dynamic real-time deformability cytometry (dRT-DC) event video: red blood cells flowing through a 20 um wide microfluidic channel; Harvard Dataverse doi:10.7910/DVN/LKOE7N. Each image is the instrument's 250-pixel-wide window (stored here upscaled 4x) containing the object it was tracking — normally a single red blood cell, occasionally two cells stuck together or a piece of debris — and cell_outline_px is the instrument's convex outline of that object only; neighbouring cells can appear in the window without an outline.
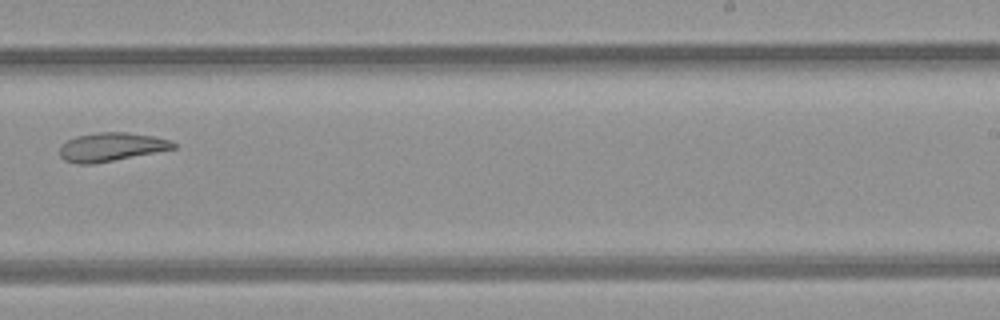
{"species": "common noctule bat (a hibernating species)", "species_latin": "Nyctalus noctula", "temperature_condition": "room temperature", "stored_images_in_passage": 10, "camera_frame_rate_fps": 3000, "um_per_image_px": 0.085, "animal": {"sex": "female", "body_mass_g": 21.9}, "frame": {"image": 1, "passage_image": 9, "time_ms": 10.0, "image_size_px": [1000, 320], "cell_outline_px": [[176, 148], [92, 164], [76, 164], [64, 160], [60, 156], [60, 148], [68, 140], [76, 136], [96, 132], [124, 132], [152, 136], [172, 140], [176, 144]], "centroid_in_image_um": [9.45, 12.49], "position_along_channel_um": 279.6, "area_um2": 18.73}}
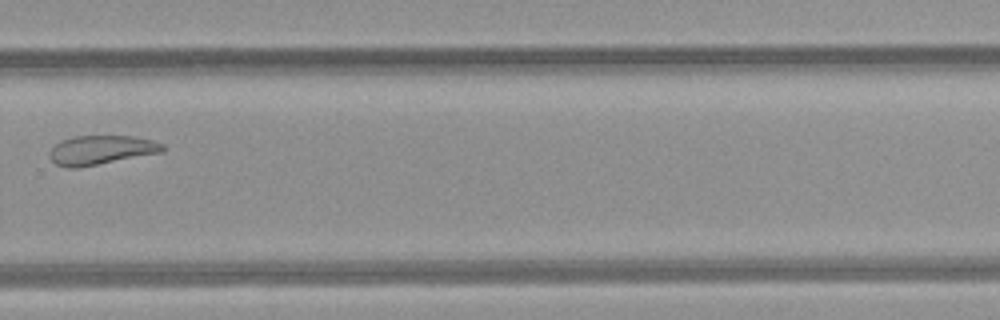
{"frame": {"image": 2, "passage_image": 10, "time_ms": 11.0, "image_size_px": [1000, 320], "cell_outline_px": [[164, 152], [76, 168], [68, 168], [56, 164], [48, 156], [48, 152], [60, 140], [76, 136], [132, 136], [152, 140], [164, 144]], "centroid_in_image_um": [8.59, 12.75], "position_along_channel_um": 321.2, "area_um2": 19.19}}